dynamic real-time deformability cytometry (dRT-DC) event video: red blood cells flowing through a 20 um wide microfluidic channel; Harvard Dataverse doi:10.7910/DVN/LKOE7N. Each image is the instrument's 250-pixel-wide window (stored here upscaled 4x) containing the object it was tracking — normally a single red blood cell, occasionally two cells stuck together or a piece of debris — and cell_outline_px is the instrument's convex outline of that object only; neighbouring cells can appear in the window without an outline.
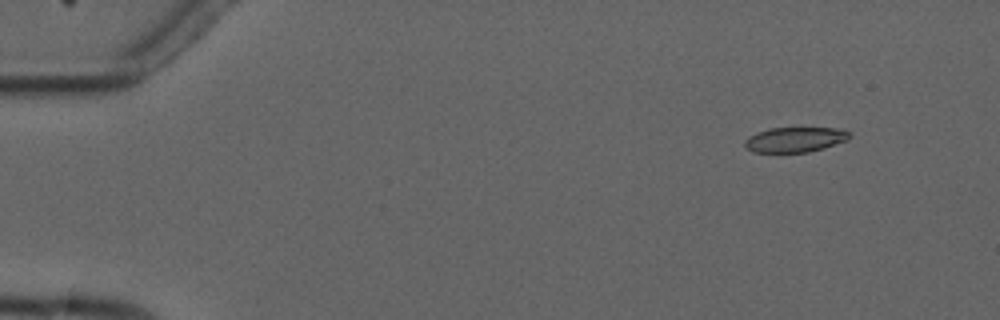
{"species": "common noctule bat (a hibernating species)", "species_latin": "Nyctalus noctula", "temperature_condition": "cold", "stored_images_in_passage": 6, "camera_frame_rate_fps": 3000, "um_per_image_px": 0.085, "animal": {"sex": "male", "forearm_length_mm": 52.5}, "frame": {"image": 1, "passage_image": 2, "time_ms": 1.0, "image_size_px": [1000, 320], "cell_outline_px": [[852, 136], [848, 140], [824, 148], [808, 152], [752, 152], [744, 144], [744, 140], [748, 136], [756, 132], [768, 128], [836, 128], [852, 132]], "centroid_in_image_um": [67.59, 11.86], "position_along_channel_um": 17.4, "area_um2": 15.43}}